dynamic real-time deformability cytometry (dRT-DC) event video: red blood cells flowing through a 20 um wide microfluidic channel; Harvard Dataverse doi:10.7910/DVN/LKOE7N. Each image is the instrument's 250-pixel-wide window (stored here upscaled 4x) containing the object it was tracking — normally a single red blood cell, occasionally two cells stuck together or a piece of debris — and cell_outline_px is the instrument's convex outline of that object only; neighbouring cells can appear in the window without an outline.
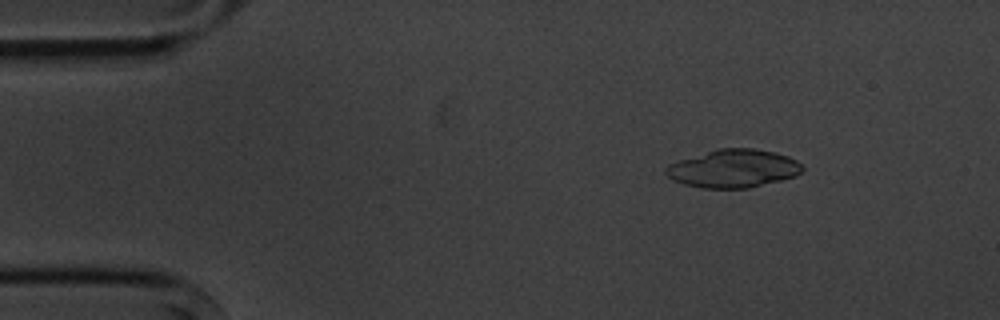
{"species": "common noctule bat (a hibernating species)", "species_latin": "Nyctalus noctula", "temperature_condition": "cold", "stored_images_in_passage": 4, "camera_frame_rate_fps": 3000, "um_per_image_px": 0.085, "animal": {"sex": "male", "body_mass_g": 20.1, "forearm_length_mm": 53.5}, "frame": {"image": 1, "passage_image": 2, "time_ms": 1.0, "image_size_px": [1000, 320], "cell_outline_px": [[804, 168], [796, 176], [748, 188], [704, 188], [684, 184], [668, 176], [664, 172], [664, 168], [668, 164], [680, 160], [720, 148], [752, 148], [776, 152], [788, 156], [796, 160]], "centroid_in_image_um": [62.35, 14.32], "position_along_channel_um": 22.7, "area_um2": 30.0}}